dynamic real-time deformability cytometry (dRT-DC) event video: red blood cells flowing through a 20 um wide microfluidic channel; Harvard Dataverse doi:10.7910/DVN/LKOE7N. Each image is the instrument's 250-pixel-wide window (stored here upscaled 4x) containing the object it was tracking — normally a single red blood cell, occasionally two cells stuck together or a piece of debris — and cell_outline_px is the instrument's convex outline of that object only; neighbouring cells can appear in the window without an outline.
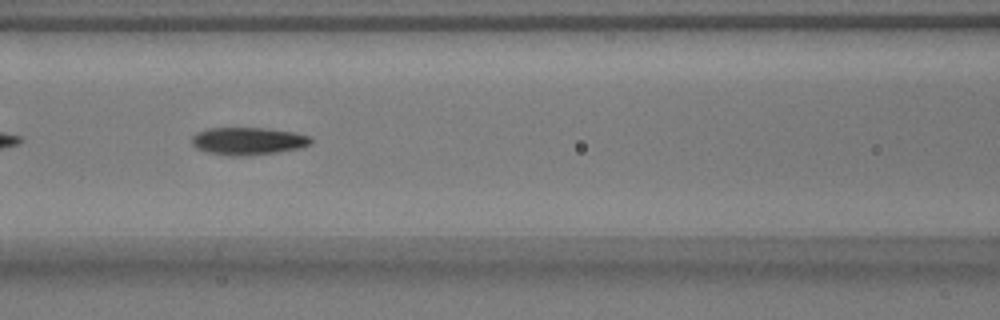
{"species": "common noctule bat (a hibernating species)", "species_latin": "Nyctalus noctula", "temperature_condition": "warm", "stored_images_in_passage": 19, "camera_frame_rate_fps": 3000, "um_per_image_px": 0.085, "animal": {"sex": "male", "body_mass_g": 17.9}, "frame": {"image": 1, "passage_image": 9, "time_ms": 2.667, "image_size_px": [1000, 320], "cell_outline_px": [[312, 144], [300, 148], [276, 152], [244, 156], [232, 156], [208, 152], [196, 148], [192, 144], [192, 136], [196, 132], [208, 128], [264, 128], [296, 132], [312, 136]], "centroid_in_image_um": [21.11, 11.98], "position_along_channel_um": 145.5, "area_um2": 19.25}}
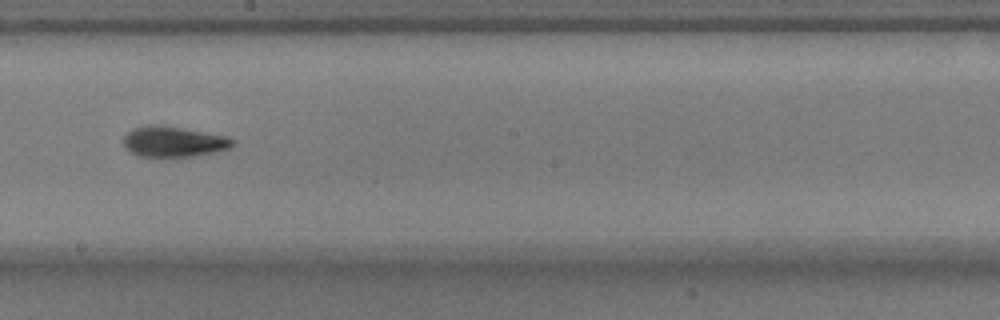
{"frame": {"image": 2, "passage_image": 16, "time_ms": 5.0, "image_size_px": [1000, 320], "cell_outline_px": [[236, 140], [232, 148], [216, 152], [196, 156], [136, 156], [124, 148], [124, 136], [132, 128], [148, 124], [164, 124], [228, 136]], "centroid_in_image_um": [14.78, 12.02], "position_along_channel_um": 233.4, "area_um2": 19.94}}